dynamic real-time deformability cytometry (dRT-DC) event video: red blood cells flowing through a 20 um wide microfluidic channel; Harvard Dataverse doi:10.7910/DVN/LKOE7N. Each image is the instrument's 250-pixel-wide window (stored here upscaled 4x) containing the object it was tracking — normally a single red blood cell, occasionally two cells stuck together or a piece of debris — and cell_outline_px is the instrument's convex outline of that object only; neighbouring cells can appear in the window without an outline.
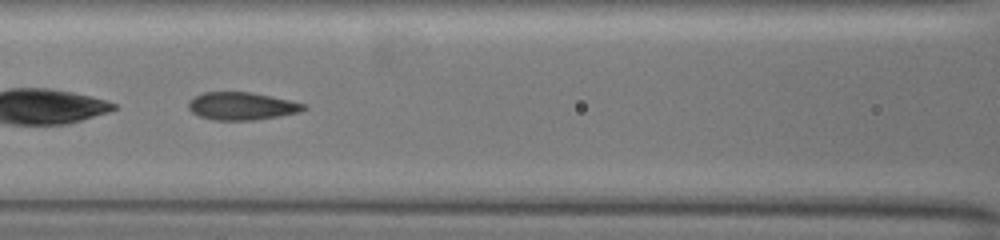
{"species": "common noctule bat (a hibernating species)", "species_latin": "Nyctalus noctula", "temperature_condition": "warm", "stored_images_in_passage": 28, "camera_frame_rate_fps": 3000, "um_per_image_px": 0.085, "animal": {"sex": "female", "body_mass_g": 19.5, "forearm_length_mm": 54.1}, "frame": {"image": 1, "passage_image": 28, "time_ms": 9.0, "image_size_px": [1000, 240], "cell_outline_px": [[308, 108], [300, 112], [280, 116], [256, 120], [212, 120], [200, 116], [192, 112], [188, 108], [188, 100], [204, 92], [252, 92], [308, 104]], "centroid_in_image_um": [20.58, 9.02], "position_along_channel_um": 146.0, "area_um2": 18.79}}